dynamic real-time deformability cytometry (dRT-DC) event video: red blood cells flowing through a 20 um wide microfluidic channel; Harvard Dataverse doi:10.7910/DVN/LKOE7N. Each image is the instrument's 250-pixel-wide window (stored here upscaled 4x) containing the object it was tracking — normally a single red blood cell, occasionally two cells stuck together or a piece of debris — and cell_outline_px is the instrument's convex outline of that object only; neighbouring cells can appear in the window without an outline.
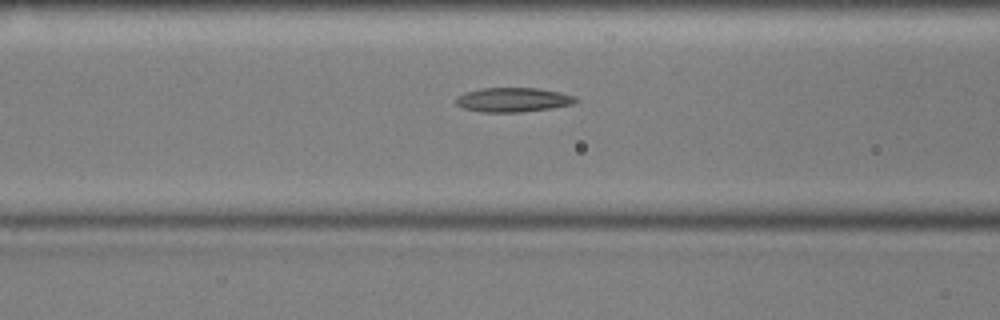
{"species": "common noctule bat (a hibernating species)", "species_latin": "Nyctalus noctula", "temperature_condition": "cold", "stored_images_in_passage": 32, "camera_frame_rate_fps": 3000, "um_per_image_px": 0.085, "animal": {"sex": "male", "body_mass_g": 17.9, "forearm_length_mm": 54.2}, "frame": {"image": 1, "passage_image": 5, "time_ms": 1.333, "image_size_px": [1000, 320], "cell_outline_px": [[580, 100], [576, 104], [552, 108], [520, 112], [480, 112], [464, 108], [456, 104], [456, 96], [464, 92], [484, 88], [540, 88], [560, 92], [576, 96]], "centroid_in_image_um": [43.66, 8.48], "position_along_channel_um": 122.9, "area_um2": 17.22}}
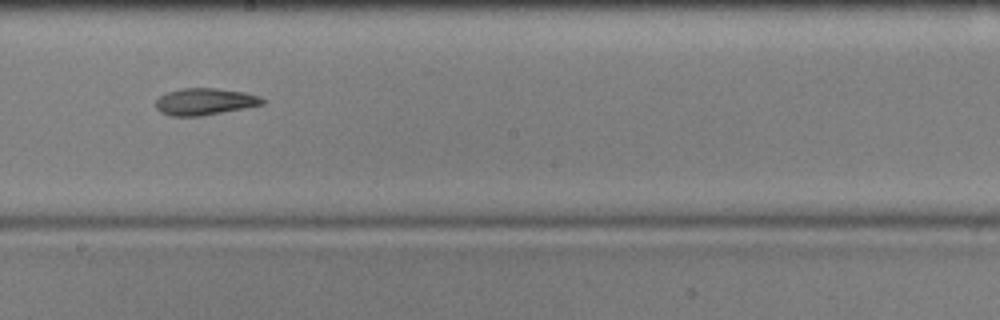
{"frame": {"image": 2, "passage_image": 14, "time_ms": 4.333, "image_size_px": [1000, 320], "cell_outline_px": [[264, 104], [244, 108], [200, 116], [172, 116], [160, 112], [156, 108], [156, 100], [160, 96], [168, 92], [180, 88], [216, 88], [244, 92], [256, 96], [264, 100]], "centroid_in_image_um": [17.36, 8.63], "position_along_channel_um": 230.8, "area_um2": 16.47}}
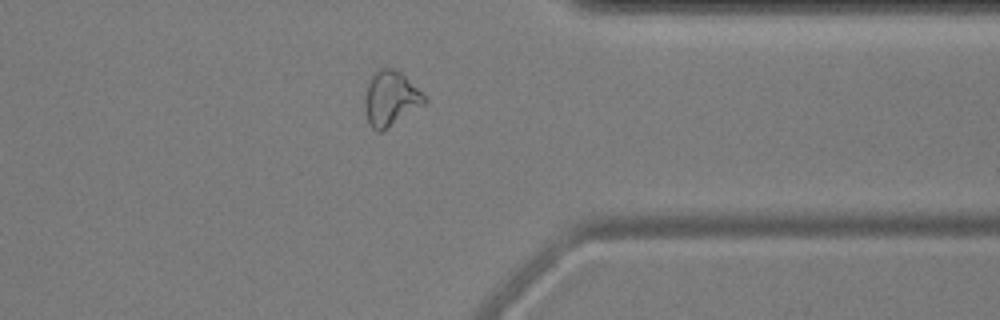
{"frame": {"image": 3, "passage_image": 27, "time_ms": 8.667, "image_size_px": [1000, 320], "cell_outline_px": [[428, 100], [424, 104], [380, 132], [376, 132], [368, 124], [364, 112], [364, 84], [368, 76], [376, 68], [392, 68], [400, 72], [428, 96]], "centroid_in_image_um": [33.14, 8.33], "position_along_channel_um": 378.3, "area_um2": 19.71}}